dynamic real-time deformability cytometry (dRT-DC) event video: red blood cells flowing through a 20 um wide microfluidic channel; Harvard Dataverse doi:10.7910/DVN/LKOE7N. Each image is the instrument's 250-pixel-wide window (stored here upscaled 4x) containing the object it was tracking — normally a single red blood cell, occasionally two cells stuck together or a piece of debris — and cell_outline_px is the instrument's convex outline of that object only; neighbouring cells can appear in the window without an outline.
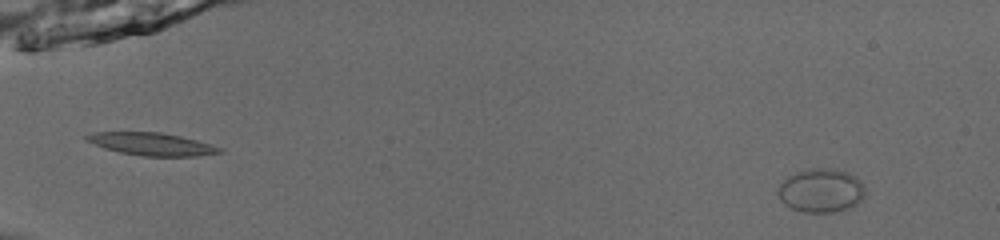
{"species": "common noctule bat (a hibernating species)", "species_latin": "Nyctalus noctula", "temperature_condition": "room temperature", "stored_images_in_passage": 53, "camera_frame_rate_fps": 3000, "um_per_image_px": 0.085, "animal": {"sex": "male", "body_mass_g": 13.0, "forearm_length_mm": 53.1}, "frame": {"image": 1, "passage_image": 5, "time_ms": 1.333, "image_size_px": [1000, 240], "cell_outline_px": [[864, 196], [852, 208], [832, 212], [804, 212], [792, 208], [784, 204], [780, 200], [776, 192], [780, 184], [788, 176], [804, 168], [832, 168], [848, 172], [856, 176], [864, 184]], "centroid_in_image_um": [69.78, 16.18], "position_along_channel_um": 15.2, "area_um2": 22.54}}
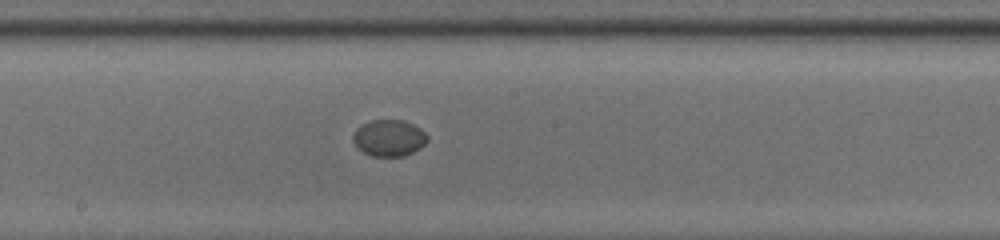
{"frame": {"image": 2, "passage_image": 31, "time_ms": 10.0, "image_size_px": [1000, 240], "cell_outline_px": [[428, 140], [420, 148], [404, 156], [372, 156], [356, 148], [352, 140], [352, 136], [356, 128], [360, 124], [372, 120], [404, 120], [420, 128], [428, 136]], "centroid_in_image_um": [33.03, 11.72], "position_along_channel_um": 215.2, "area_um2": 15.95}}
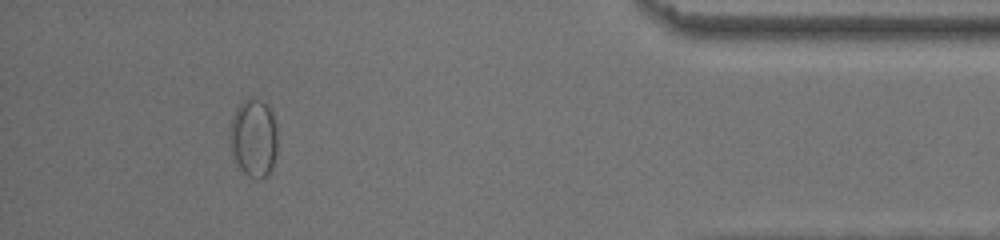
{"frame": {"image": 3, "passage_image": 49, "time_ms": 16.0, "image_size_px": [1000, 240], "cell_outline_px": [[276, 152], [272, 168], [268, 176], [264, 180], [260, 180], [248, 176], [240, 168], [232, 152], [228, 136], [232, 116], [236, 108], [244, 100], [264, 100], [268, 104], [272, 112], [276, 124]], "centroid_in_image_um": [21.57, 11.74], "position_along_channel_um": 413.6, "area_um2": 21.91}}